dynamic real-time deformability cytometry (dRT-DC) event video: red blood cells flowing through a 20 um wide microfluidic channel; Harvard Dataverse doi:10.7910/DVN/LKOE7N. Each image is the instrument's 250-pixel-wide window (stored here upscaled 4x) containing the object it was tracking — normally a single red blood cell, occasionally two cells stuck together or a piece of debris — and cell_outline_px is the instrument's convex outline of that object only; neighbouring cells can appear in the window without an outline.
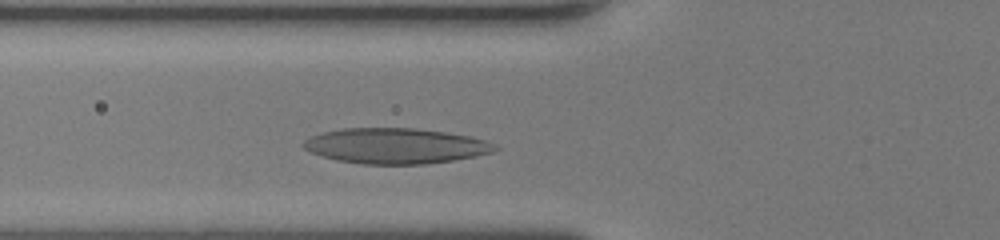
{"species": "human", "species_latin": "Homo sapiens", "temperature_condition": "room temperature", "stored_images_in_passage": 37, "camera_frame_rate_fps": 3000, "um_per_image_px": 0.085, "donor": {"sex": "female"}, "frame": {"image": 1, "passage_image": 9, "time_ms": 2.667, "image_size_px": [1000, 240], "cell_outline_px": [[500, 148], [492, 152], [476, 156], [452, 160], [424, 164], [364, 164], [336, 160], [312, 152], [304, 148], [300, 144], [308, 136], [340, 128], [412, 128], [444, 132], [468, 136], [484, 140], [496, 144]], "centroid_in_image_um": [33.6, 12.4], "position_along_channel_um": 92.2, "area_um2": 39.48}}
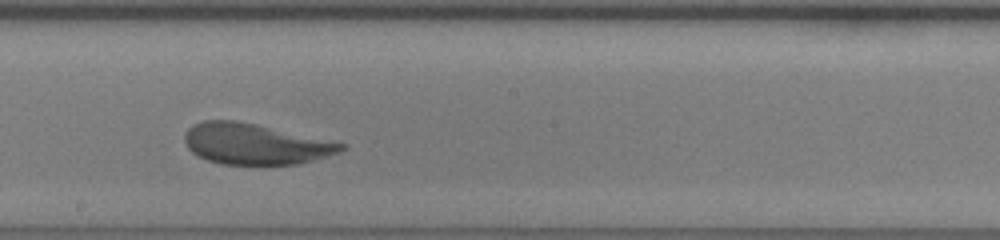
{"frame": {"image": 2, "passage_image": 19, "time_ms": 6.0, "image_size_px": [1000, 240], "cell_outline_px": [[348, 148], [340, 152], [312, 160], [296, 164], [224, 164], [208, 160], [192, 152], [188, 148], [184, 140], [184, 136], [188, 128], [192, 124], [204, 120], [236, 120], [256, 124], [348, 144]], "centroid_in_image_um": [21.69, 12.22], "position_along_channel_um": 226.5, "area_um2": 37.05}}
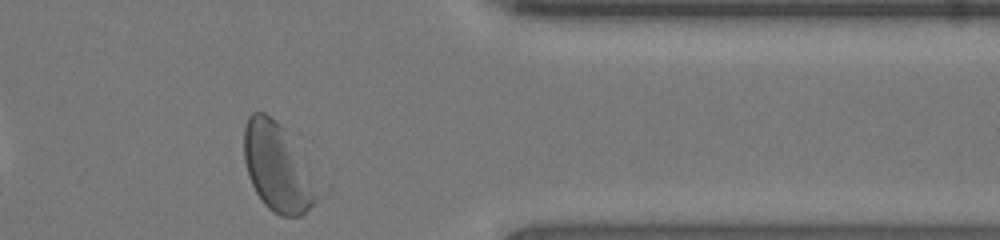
{"frame": {"image": 3, "passage_image": 31, "time_ms": 10.0, "image_size_px": [1000, 240], "cell_outline_px": [[316, 200], [300, 216], [280, 216], [272, 212], [264, 204], [256, 192], [248, 176], [244, 160], [244, 128], [248, 116], [252, 112], [264, 112], [276, 120], [284, 128], [308, 164]], "centroid_in_image_um": [23.51, 14.19], "position_along_channel_um": 387.9, "area_um2": 36.99}, "authors_computed_cell_mechanics": {"area_um2": 37.8012, "velocity_mm_per_s": 4.1929, "shape_relaxation_time_tau1_ms": 3.9592, "shape_relaxation_time_tau2_ms": 1.6763, "deformation_change_tau1": 0.1568, "deformation_change_tau2": 0.0723}}